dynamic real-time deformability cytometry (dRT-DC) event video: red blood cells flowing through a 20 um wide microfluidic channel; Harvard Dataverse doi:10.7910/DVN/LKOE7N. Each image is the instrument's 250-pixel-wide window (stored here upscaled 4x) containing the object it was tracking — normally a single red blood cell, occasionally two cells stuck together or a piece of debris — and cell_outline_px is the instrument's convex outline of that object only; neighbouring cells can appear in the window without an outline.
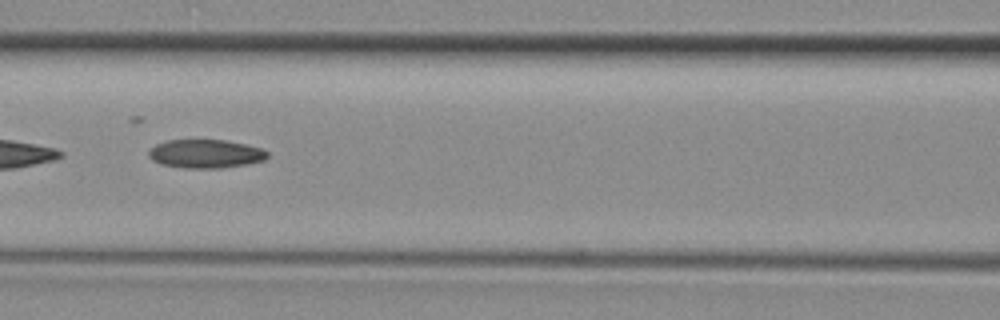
{"species": "common noctule bat (a hibernating species)", "species_latin": "Nyctalus noctula", "temperature_condition": "room temperature", "stored_images_in_passage": 18, "camera_frame_rate_fps": 3000, "um_per_image_px": 0.085, "animal": {"sex": "female", "body_mass_g": 29.2, "forearm_length_mm": 56.3}, "frame": {"image": 1, "passage_image": 11, "time_ms": 3.333, "image_size_px": [1000, 320], "cell_outline_px": [[268, 156], [264, 160], [248, 164], [220, 168], [184, 168], [160, 164], [152, 160], [148, 156], [148, 152], [156, 144], [168, 140], [224, 140], [244, 144], [260, 148], [268, 152]], "centroid_in_image_um": [17.46, 13.08], "position_along_channel_um": 149.1, "area_um2": 19.71}}
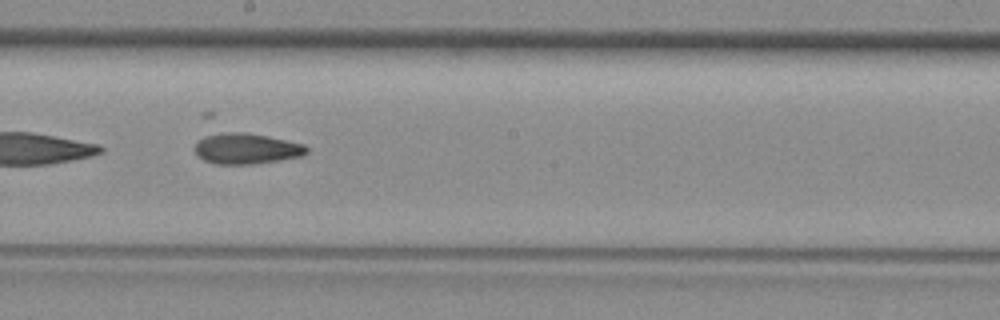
{"frame": {"image": 2, "passage_image": 16, "time_ms": 5.0, "image_size_px": [1000, 320], "cell_outline_px": [[308, 152], [304, 156], [280, 160], [252, 164], [216, 164], [204, 160], [196, 156], [196, 144], [204, 136], [212, 132], [244, 132], [268, 136], [304, 144], [308, 148]], "centroid_in_image_um": [20.95, 12.62], "position_along_channel_um": 227.3, "area_um2": 20.23}}